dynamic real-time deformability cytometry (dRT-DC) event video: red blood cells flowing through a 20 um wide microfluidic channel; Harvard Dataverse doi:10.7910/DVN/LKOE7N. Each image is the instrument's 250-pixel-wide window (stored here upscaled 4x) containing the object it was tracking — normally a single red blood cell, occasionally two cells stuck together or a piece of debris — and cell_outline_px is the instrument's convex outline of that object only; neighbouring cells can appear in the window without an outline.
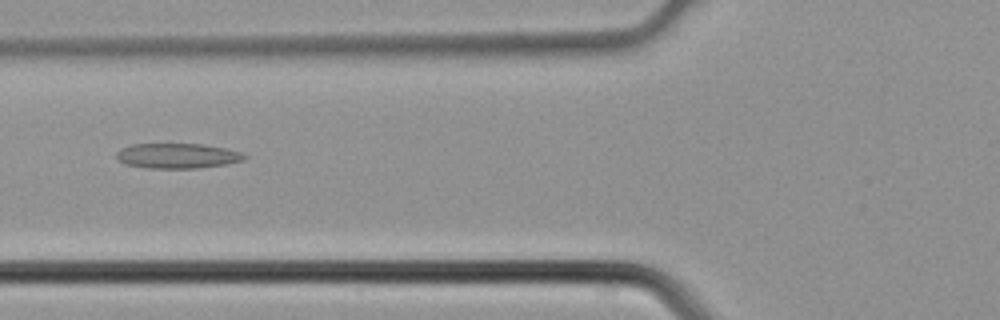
{"species": "common noctule bat (a hibernating species)", "species_latin": "Nyctalus noctula", "temperature_condition": "cold", "stored_images_in_passage": 5, "camera_frame_rate_fps": 3000, "um_per_image_px": 0.085, "animal": {"sex": "male", "body_mass_g": 21.5, "forearm_length_mm": 52.0}, "frame": {"image": 1, "passage_image": 5, "time_ms": 1.333, "image_size_px": [1000, 320], "cell_outline_px": [[248, 156], [244, 160], [228, 164], [196, 168], [144, 168], [124, 164], [116, 156], [116, 152], [120, 148], [132, 144], [204, 144], [244, 152]], "centroid_in_image_um": [15.1, 13.24], "position_along_channel_um": 110.7, "area_um2": 18.9}}